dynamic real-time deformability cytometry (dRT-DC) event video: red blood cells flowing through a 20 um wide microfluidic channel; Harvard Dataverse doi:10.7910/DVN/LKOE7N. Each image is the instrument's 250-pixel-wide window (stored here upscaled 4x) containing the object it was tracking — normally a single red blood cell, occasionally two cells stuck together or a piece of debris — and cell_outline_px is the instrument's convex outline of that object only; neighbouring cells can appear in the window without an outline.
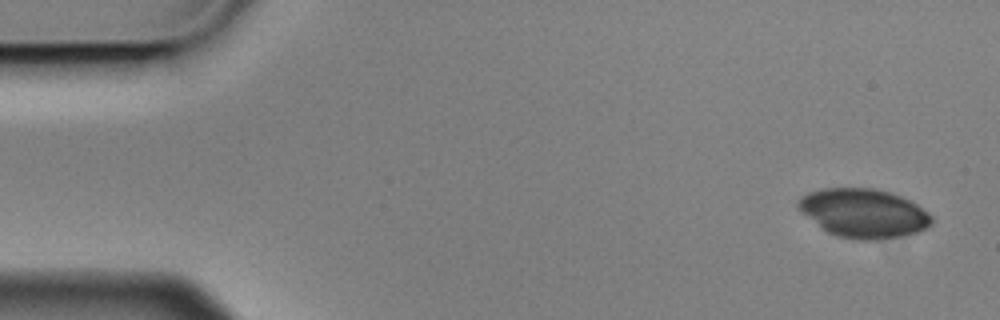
{"species": "Egyptian fruit bat (a non-hibernating species)", "species_latin": "Rousettus aegyptiacus", "temperature_condition": "cold", "stored_images_in_passage": 6, "camera_frame_rate_fps": 3000, "um_per_image_px": 0.085, "animal": {"sex": "male"}, "frame": {"image": 1, "passage_image": 1, "time_ms": 0.0, "image_size_px": [1000, 320], "cell_outline_px": [[932, 224], [928, 228], [916, 232], [896, 236], [872, 240], [860, 240], [836, 236], [828, 232], [804, 212], [796, 204], [808, 192], [824, 188], [872, 188], [888, 192], [900, 196], [916, 204], [928, 212], [932, 216]], "centroid_in_image_um": [73.45, 18.11], "position_along_channel_um": 11.6, "area_um2": 37.22}}